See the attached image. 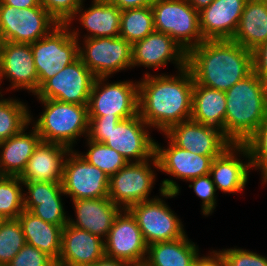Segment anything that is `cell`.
Segmentation results:
<instances>
[{
  "label": "cell",
  "mask_w": 267,
  "mask_h": 266,
  "mask_svg": "<svg viewBox=\"0 0 267 266\" xmlns=\"http://www.w3.org/2000/svg\"><path fill=\"white\" fill-rule=\"evenodd\" d=\"M177 74L147 72L138 81V114L161 133L191 117L194 80L187 67Z\"/></svg>",
  "instance_id": "1"
},
{
  "label": "cell",
  "mask_w": 267,
  "mask_h": 266,
  "mask_svg": "<svg viewBox=\"0 0 267 266\" xmlns=\"http://www.w3.org/2000/svg\"><path fill=\"white\" fill-rule=\"evenodd\" d=\"M194 84L226 92L253 71L252 51L233 40H204L187 52Z\"/></svg>",
  "instance_id": "2"
},
{
  "label": "cell",
  "mask_w": 267,
  "mask_h": 266,
  "mask_svg": "<svg viewBox=\"0 0 267 266\" xmlns=\"http://www.w3.org/2000/svg\"><path fill=\"white\" fill-rule=\"evenodd\" d=\"M225 93V136L244 144L267 114V84L252 71Z\"/></svg>",
  "instance_id": "3"
},
{
  "label": "cell",
  "mask_w": 267,
  "mask_h": 266,
  "mask_svg": "<svg viewBox=\"0 0 267 266\" xmlns=\"http://www.w3.org/2000/svg\"><path fill=\"white\" fill-rule=\"evenodd\" d=\"M161 182V198L155 196L152 200L139 202L127 209L135 218L147 245L176 240L186 234L181 219L162 198L176 197L180 193V187L173 179Z\"/></svg>",
  "instance_id": "4"
},
{
  "label": "cell",
  "mask_w": 267,
  "mask_h": 266,
  "mask_svg": "<svg viewBox=\"0 0 267 266\" xmlns=\"http://www.w3.org/2000/svg\"><path fill=\"white\" fill-rule=\"evenodd\" d=\"M44 106L33 123L41 141L58 143L73 150L82 135L88 134V106L53 99H38Z\"/></svg>",
  "instance_id": "5"
},
{
  "label": "cell",
  "mask_w": 267,
  "mask_h": 266,
  "mask_svg": "<svg viewBox=\"0 0 267 266\" xmlns=\"http://www.w3.org/2000/svg\"><path fill=\"white\" fill-rule=\"evenodd\" d=\"M59 24L47 36L31 43L39 88L79 57L80 30Z\"/></svg>",
  "instance_id": "6"
},
{
  "label": "cell",
  "mask_w": 267,
  "mask_h": 266,
  "mask_svg": "<svg viewBox=\"0 0 267 266\" xmlns=\"http://www.w3.org/2000/svg\"><path fill=\"white\" fill-rule=\"evenodd\" d=\"M151 8L155 31L168 34L186 53L204 41L199 12L187 0H157Z\"/></svg>",
  "instance_id": "7"
},
{
  "label": "cell",
  "mask_w": 267,
  "mask_h": 266,
  "mask_svg": "<svg viewBox=\"0 0 267 266\" xmlns=\"http://www.w3.org/2000/svg\"><path fill=\"white\" fill-rule=\"evenodd\" d=\"M107 80V77L95 78L89 96L88 117L123 120L138 115V81L109 83Z\"/></svg>",
  "instance_id": "8"
},
{
  "label": "cell",
  "mask_w": 267,
  "mask_h": 266,
  "mask_svg": "<svg viewBox=\"0 0 267 266\" xmlns=\"http://www.w3.org/2000/svg\"><path fill=\"white\" fill-rule=\"evenodd\" d=\"M151 165L159 170L156 156L147 161L127 163L109 177L108 198L121 209L154 199L150 198V194L156 174Z\"/></svg>",
  "instance_id": "9"
},
{
  "label": "cell",
  "mask_w": 267,
  "mask_h": 266,
  "mask_svg": "<svg viewBox=\"0 0 267 266\" xmlns=\"http://www.w3.org/2000/svg\"><path fill=\"white\" fill-rule=\"evenodd\" d=\"M58 25L41 4L23 9L0 5L2 42L31 44L47 36Z\"/></svg>",
  "instance_id": "10"
},
{
  "label": "cell",
  "mask_w": 267,
  "mask_h": 266,
  "mask_svg": "<svg viewBox=\"0 0 267 266\" xmlns=\"http://www.w3.org/2000/svg\"><path fill=\"white\" fill-rule=\"evenodd\" d=\"M79 46V57L95 78L113 76L132 68V44L122 37L84 39Z\"/></svg>",
  "instance_id": "11"
},
{
  "label": "cell",
  "mask_w": 267,
  "mask_h": 266,
  "mask_svg": "<svg viewBox=\"0 0 267 266\" xmlns=\"http://www.w3.org/2000/svg\"><path fill=\"white\" fill-rule=\"evenodd\" d=\"M109 176L91 165L76 150L64 162L62 187L72 200L108 197Z\"/></svg>",
  "instance_id": "12"
},
{
  "label": "cell",
  "mask_w": 267,
  "mask_h": 266,
  "mask_svg": "<svg viewBox=\"0 0 267 266\" xmlns=\"http://www.w3.org/2000/svg\"><path fill=\"white\" fill-rule=\"evenodd\" d=\"M95 76L80 57L48 79L37 91L38 99H53L88 106Z\"/></svg>",
  "instance_id": "13"
},
{
  "label": "cell",
  "mask_w": 267,
  "mask_h": 266,
  "mask_svg": "<svg viewBox=\"0 0 267 266\" xmlns=\"http://www.w3.org/2000/svg\"><path fill=\"white\" fill-rule=\"evenodd\" d=\"M105 256L128 262L132 266L144 264L148 245L132 214L122 209L104 240Z\"/></svg>",
  "instance_id": "14"
},
{
  "label": "cell",
  "mask_w": 267,
  "mask_h": 266,
  "mask_svg": "<svg viewBox=\"0 0 267 266\" xmlns=\"http://www.w3.org/2000/svg\"><path fill=\"white\" fill-rule=\"evenodd\" d=\"M149 128L139 114L123 119L108 132L104 144L120 153L128 163L150 160L155 156V140Z\"/></svg>",
  "instance_id": "15"
},
{
  "label": "cell",
  "mask_w": 267,
  "mask_h": 266,
  "mask_svg": "<svg viewBox=\"0 0 267 266\" xmlns=\"http://www.w3.org/2000/svg\"><path fill=\"white\" fill-rule=\"evenodd\" d=\"M163 135L176 146L202 156H219L233 144L219 128L192 119L174 124Z\"/></svg>",
  "instance_id": "16"
},
{
  "label": "cell",
  "mask_w": 267,
  "mask_h": 266,
  "mask_svg": "<svg viewBox=\"0 0 267 266\" xmlns=\"http://www.w3.org/2000/svg\"><path fill=\"white\" fill-rule=\"evenodd\" d=\"M11 82L8 89L27 90L36 94L38 74L35 68L31 44L2 42L0 51V85L2 79ZM1 89V87H0Z\"/></svg>",
  "instance_id": "17"
},
{
  "label": "cell",
  "mask_w": 267,
  "mask_h": 266,
  "mask_svg": "<svg viewBox=\"0 0 267 266\" xmlns=\"http://www.w3.org/2000/svg\"><path fill=\"white\" fill-rule=\"evenodd\" d=\"M186 59V51L168 34L162 32L153 31L132 44V68L144 66L155 70L171 62L175 63L179 71L186 67Z\"/></svg>",
  "instance_id": "18"
},
{
  "label": "cell",
  "mask_w": 267,
  "mask_h": 266,
  "mask_svg": "<svg viewBox=\"0 0 267 266\" xmlns=\"http://www.w3.org/2000/svg\"><path fill=\"white\" fill-rule=\"evenodd\" d=\"M242 156L248 159H240ZM239 157V158H238ZM250 155L244 144H232L221 155L215 157L210 168V176L216 190L234 194L242 192L249 179Z\"/></svg>",
  "instance_id": "19"
},
{
  "label": "cell",
  "mask_w": 267,
  "mask_h": 266,
  "mask_svg": "<svg viewBox=\"0 0 267 266\" xmlns=\"http://www.w3.org/2000/svg\"><path fill=\"white\" fill-rule=\"evenodd\" d=\"M167 148L155 142V156L159 171L174 179L190 181L210 173L212 161L218 156H202L176 146L166 135Z\"/></svg>",
  "instance_id": "20"
},
{
  "label": "cell",
  "mask_w": 267,
  "mask_h": 266,
  "mask_svg": "<svg viewBox=\"0 0 267 266\" xmlns=\"http://www.w3.org/2000/svg\"><path fill=\"white\" fill-rule=\"evenodd\" d=\"M105 256L104 240L67 223L62 230L57 266H91Z\"/></svg>",
  "instance_id": "21"
},
{
  "label": "cell",
  "mask_w": 267,
  "mask_h": 266,
  "mask_svg": "<svg viewBox=\"0 0 267 266\" xmlns=\"http://www.w3.org/2000/svg\"><path fill=\"white\" fill-rule=\"evenodd\" d=\"M247 0H214L199 12L204 40H232Z\"/></svg>",
  "instance_id": "22"
},
{
  "label": "cell",
  "mask_w": 267,
  "mask_h": 266,
  "mask_svg": "<svg viewBox=\"0 0 267 266\" xmlns=\"http://www.w3.org/2000/svg\"><path fill=\"white\" fill-rule=\"evenodd\" d=\"M70 150L62 144L40 141L19 178L62 183L64 162Z\"/></svg>",
  "instance_id": "23"
},
{
  "label": "cell",
  "mask_w": 267,
  "mask_h": 266,
  "mask_svg": "<svg viewBox=\"0 0 267 266\" xmlns=\"http://www.w3.org/2000/svg\"><path fill=\"white\" fill-rule=\"evenodd\" d=\"M76 220L69 217L68 223L78 229L97 235L103 240L113 225L115 217L122 210L108 197L72 200Z\"/></svg>",
  "instance_id": "24"
},
{
  "label": "cell",
  "mask_w": 267,
  "mask_h": 266,
  "mask_svg": "<svg viewBox=\"0 0 267 266\" xmlns=\"http://www.w3.org/2000/svg\"><path fill=\"white\" fill-rule=\"evenodd\" d=\"M82 4L74 17L67 23L76 20L79 16V24L88 32L83 39L97 37H118L120 32L121 10L108 0H93L89 8L83 9ZM78 14V15H77Z\"/></svg>",
  "instance_id": "25"
},
{
  "label": "cell",
  "mask_w": 267,
  "mask_h": 266,
  "mask_svg": "<svg viewBox=\"0 0 267 266\" xmlns=\"http://www.w3.org/2000/svg\"><path fill=\"white\" fill-rule=\"evenodd\" d=\"M29 126L24 127L19 133L0 142V171L3 176L19 177L24 171L34 149L41 138L36 128L25 132Z\"/></svg>",
  "instance_id": "26"
},
{
  "label": "cell",
  "mask_w": 267,
  "mask_h": 266,
  "mask_svg": "<svg viewBox=\"0 0 267 266\" xmlns=\"http://www.w3.org/2000/svg\"><path fill=\"white\" fill-rule=\"evenodd\" d=\"M17 219L26 243L47 253L57 262L61 252L63 227L45 222L25 209Z\"/></svg>",
  "instance_id": "27"
},
{
  "label": "cell",
  "mask_w": 267,
  "mask_h": 266,
  "mask_svg": "<svg viewBox=\"0 0 267 266\" xmlns=\"http://www.w3.org/2000/svg\"><path fill=\"white\" fill-rule=\"evenodd\" d=\"M233 41L254 50L267 41V0H247Z\"/></svg>",
  "instance_id": "28"
},
{
  "label": "cell",
  "mask_w": 267,
  "mask_h": 266,
  "mask_svg": "<svg viewBox=\"0 0 267 266\" xmlns=\"http://www.w3.org/2000/svg\"><path fill=\"white\" fill-rule=\"evenodd\" d=\"M226 93L194 84L190 119L219 128L225 135Z\"/></svg>",
  "instance_id": "29"
},
{
  "label": "cell",
  "mask_w": 267,
  "mask_h": 266,
  "mask_svg": "<svg viewBox=\"0 0 267 266\" xmlns=\"http://www.w3.org/2000/svg\"><path fill=\"white\" fill-rule=\"evenodd\" d=\"M185 234L182 238L148 245L143 266H189L199 255V248Z\"/></svg>",
  "instance_id": "30"
},
{
  "label": "cell",
  "mask_w": 267,
  "mask_h": 266,
  "mask_svg": "<svg viewBox=\"0 0 267 266\" xmlns=\"http://www.w3.org/2000/svg\"><path fill=\"white\" fill-rule=\"evenodd\" d=\"M0 142L19 133L34 122L27 104L18 99H4L0 91Z\"/></svg>",
  "instance_id": "31"
},
{
  "label": "cell",
  "mask_w": 267,
  "mask_h": 266,
  "mask_svg": "<svg viewBox=\"0 0 267 266\" xmlns=\"http://www.w3.org/2000/svg\"><path fill=\"white\" fill-rule=\"evenodd\" d=\"M155 31L151 7L133 8L121 11L119 36L133 44Z\"/></svg>",
  "instance_id": "32"
},
{
  "label": "cell",
  "mask_w": 267,
  "mask_h": 266,
  "mask_svg": "<svg viewBox=\"0 0 267 266\" xmlns=\"http://www.w3.org/2000/svg\"><path fill=\"white\" fill-rule=\"evenodd\" d=\"M23 182L17 176L0 178V215L5 219H17L24 210Z\"/></svg>",
  "instance_id": "33"
},
{
  "label": "cell",
  "mask_w": 267,
  "mask_h": 266,
  "mask_svg": "<svg viewBox=\"0 0 267 266\" xmlns=\"http://www.w3.org/2000/svg\"><path fill=\"white\" fill-rule=\"evenodd\" d=\"M88 152L80 153L91 165L98 167L109 177L123 168L128 162L116 150L104 143L95 142L86 138Z\"/></svg>",
  "instance_id": "34"
},
{
  "label": "cell",
  "mask_w": 267,
  "mask_h": 266,
  "mask_svg": "<svg viewBox=\"0 0 267 266\" xmlns=\"http://www.w3.org/2000/svg\"><path fill=\"white\" fill-rule=\"evenodd\" d=\"M25 244L18 219H5L0 225V265L7 266Z\"/></svg>",
  "instance_id": "35"
},
{
  "label": "cell",
  "mask_w": 267,
  "mask_h": 266,
  "mask_svg": "<svg viewBox=\"0 0 267 266\" xmlns=\"http://www.w3.org/2000/svg\"><path fill=\"white\" fill-rule=\"evenodd\" d=\"M244 145L250 155L251 168L261 171L262 184L267 183V114Z\"/></svg>",
  "instance_id": "36"
},
{
  "label": "cell",
  "mask_w": 267,
  "mask_h": 266,
  "mask_svg": "<svg viewBox=\"0 0 267 266\" xmlns=\"http://www.w3.org/2000/svg\"><path fill=\"white\" fill-rule=\"evenodd\" d=\"M62 198L45 200H24V209L30 211L43 221L64 227L68 223Z\"/></svg>",
  "instance_id": "37"
},
{
  "label": "cell",
  "mask_w": 267,
  "mask_h": 266,
  "mask_svg": "<svg viewBox=\"0 0 267 266\" xmlns=\"http://www.w3.org/2000/svg\"><path fill=\"white\" fill-rule=\"evenodd\" d=\"M189 188H193L194 193L202 200V214L208 216L214 212L216 204V187L210 174L191 179Z\"/></svg>",
  "instance_id": "38"
},
{
  "label": "cell",
  "mask_w": 267,
  "mask_h": 266,
  "mask_svg": "<svg viewBox=\"0 0 267 266\" xmlns=\"http://www.w3.org/2000/svg\"><path fill=\"white\" fill-rule=\"evenodd\" d=\"M27 192L23 193L24 200H45L61 198L65 195L62 183L45 181H22Z\"/></svg>",
  "instance_id": "39"
},
{
  "label": "cell",
  "mask_w": 267,
  "mask_h": 266,
  "mask_svg": "<svg viewBox=\"0 0 267 266\" xmlns=\"http://www.w3.org/2000/svg\"><path fill=\"white\" fill-rule=\"evenodd\" d=\"M226 266H267V257L242 248H229L218 251Z\"/></svg>",
  "instance_id": "40"
},
{
  "label": "cell",
  "mask_w": 267,
  "mask_h": 266,
  "mask_svg": "<svg viewBox=\"0 0 267 266\" xmlns=\"http://www.w3.org/2000/svg\"><path fill=\"white\" fill-rule=\"evenodd\" d=\"M7 266H57L47 253L25 244Z\"/></svg>",
  "instance_id": "41"
},
{
  "label": "cell",
  "mask_w": 267,
  "mask_h": 266,
  "mask_svg": "<svg viewBox=\"0 0 267 266\" xmlns=\"http://www.w3.org/2000/svg\"><path fill=\"white\" fill-rule=\"evenodd\" d=\"M85 0H40V4L59 23L67 24Z\"/></svg>",
  "instance_id": "42"
},
{
  "label": "cell",
  "mask_w": 267,
  "mask_h": 266,
  "mask_svg": "<svg viewBox=\"0 0 267 266\" xmlns=\"http://www.w3.org/2000/svg\"><path fill=\"white\" fill-rule=\"evenodd\" d=\"M120 121L119 117H89L87 139L104 143L108 132Z\"/></svg>",
  "instance_id": "43"
},
{
  "label": "cell",
  "mask_w": 267,
  "mask_h": 266,
  "mask_svg": "<svg viewBox=\"0 0 267 266\" xmlns=\"http://www.w3.org/2000/svg\"><path fill=\"white\" fill-rule=\"evenodd\" d=\"M253 72L267 84V41L252 50Z\"/></svg>",
  "instance_id": "44"
},
{
  "label": "cell",
  "mask_w": 267,
  "mask_h": 266,
  "mask_svg": "<svg viewBox=\"0 0 267 266\" xmlns=\"http://www.w3.org/2000/svg\"><path fill=\"white\" fill-rule=\"evenodd\" d=\"M116 5L121 11L133 8L152 7L157 0H108Z\"/></svg>",
  "instance_id": "45"
},
{
  "label": "cell",
  "mask_w": 267,
  "mask_h": 266,
  "mask_svg": "<svg viewBox=\"0 0 267 266\" xmlns=\"http://www.w3.org/2000/svg\"><path fill=\"white\" fill-rule=\"evenodd\" d=\"M200 266H226V263L221 254L213 250L207 256L200 255Z\"/></svg>",
  "instance_id": "46"
},
{
  "label": "cell",
  "mask_w": 267,
  "mask_h": 266,
  "mask_svg": "<svg viewBox=\"0 0 267 266\" xmlns=\"http://www.w3.org/2000/svg\"><path fill=\"white\" fill-rule=\"evenodd\" d=\"M0 5H10L18 9H23L39 6L40 0H0Z\"/></svg>",
  "instance_id": "47"
},
{
  "label": "cell",
  "mask_w": 267,
  "mask_h": 266,
  "mask_svg": "<svg viewBox=\"0 0 267 266\" xmlns=\"http://www.w3.org/2000/svg\"><path fill=\"white\" fill-rule=\"evenodd\" d=\"M91 266H132V265L123 260L109 258L107 256H104L102 259L97 260Z\"/></svg>",
  "instance_id": "48"
},
{
  "label": "cell",
  "mask_w": 267,
  "mask_h": 266,
  "mask_svg": "<svg viewBox=\"0 0 267 266\" xmlns=\"http://www.w3.org/2000/svg\"><path fill=\"white\" fill-rule=\"evenodd\" d=\"M214 0H187V2L198 12L208 7Z\"/></svg>",
  "instance_id": "49"
},
{
  "label": "cell",
  "mask_w": 267,
  "mask_h": 266,
  "mask_svg": "<svg viewBox=\"0 0 267 266\" xmlns=\"http://www.w3.org/2000/svg\"><path fill=\"white\" fill-rule=\"evenodd\" d=\"M189 266H200V256L193 261Z\"/></svg>",
  "instance_id": "50"
},
{
  "label": "cell",
  "mask_w": 267,
  "mask_h": 266,
  "mask_svg": "<svg viewBox=\"0 0 267 266\" xmlns=\"http://www.w3.org/2000/svg\"><path fill=\"white\" fill-rule=\"evenodd\" d=\"M4 220H5V218L0 215V225Z\"/></svg>",
  "instance_id": "51"
},
{
  "label": "cell",
  "mask_w": 267,
  "mask_h": 266,
  "mask_svg": "<svg viewBox=\"0 0 267 266\" xmlns=\"http://www.w3.org/2000/svg\"><path fill=\"white\" fill-rule=\"evenodd\" d=\"M1 45H2V39H1V35H0V51H1Z\"/></svg>",
  "instance_id": "52"
}]
</instances>
